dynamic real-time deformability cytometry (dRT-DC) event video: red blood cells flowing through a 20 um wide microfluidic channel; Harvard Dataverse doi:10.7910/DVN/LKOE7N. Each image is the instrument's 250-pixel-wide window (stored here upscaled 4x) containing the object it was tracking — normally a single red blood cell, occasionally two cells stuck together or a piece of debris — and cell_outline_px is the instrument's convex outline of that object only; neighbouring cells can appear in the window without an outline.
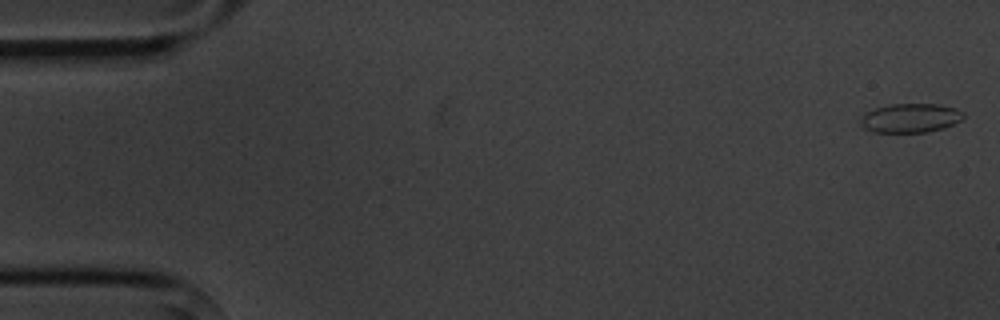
{"species": "common noctule bat (a hibernating species)", "species_latin": "Nyctalus noctula", "temperature_condition": "cold", "stored_images_in_passage": 4, "camera_frame_rate_fps": 3000, "um_per_image_px": 0.085, "animal": {"sex": "male", "body_mass_g": 20.1, "forearm_length_mm": 53.5}, "frame": {"image": 1, "passage_image": 1, "time_ms": 0.0, "image_size_px": [1000, 320], "cell_outline_px": [[964, 116], [960, 120], [944, 128], [928, 132], [872, 132], [864, 128], [860, 124], [860, 120], [864, 112], [876, 108], [892, 104], [940, 104], [956, 108], [964, 112]], "centroid_in_image_um": [77.38, 10.03], "position_along_channel_um": 7.6, "area_um2": 17.51}}
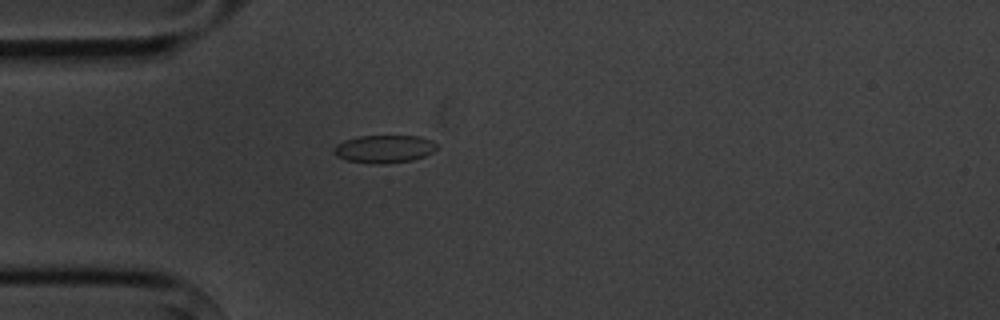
{"frame": {"image": 2, "passage_image": 4, "time_ms": 4.667, "image_size_px": [1000, 320], "cell_outline_px": [[436, 148], [432, 152], [424, 156], [412, 160], [384, 164], [372, 164], [344, 160], [336, 156], [332, 152], [332, 148], [336, 144], [344, 140], [360, 136], [420, 136], [432, 140], [436, 144]], "centroid_in_image_um": [32.6, 12.66], "position_along_channel_um": 52.4, "area_um2": 16.88}}